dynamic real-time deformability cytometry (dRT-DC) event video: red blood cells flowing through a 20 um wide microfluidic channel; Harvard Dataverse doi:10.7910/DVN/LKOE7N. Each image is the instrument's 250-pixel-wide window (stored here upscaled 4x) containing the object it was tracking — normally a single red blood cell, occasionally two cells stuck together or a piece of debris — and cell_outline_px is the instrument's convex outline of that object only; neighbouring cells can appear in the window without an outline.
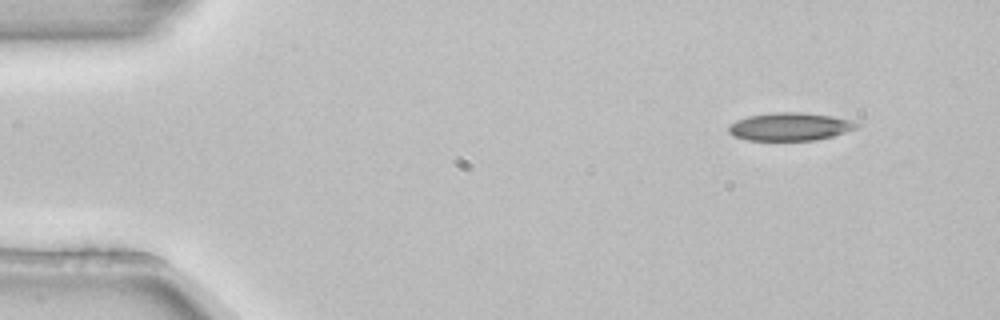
{"species": "common noctule bat (a hibernating species)", "species_latin": "Nyctalus noctula", "temperature_condition": "room temperature", "stored_images_in_passage": 3, "camera_frame_rate_fps": 3000, "um_per_image_px": 0.085, "animal": {"sex": "female", "body_mass_g": 22.7, "forearm_length_mm": 54.2}, "frame": {"image": 1, "passage_image": 1, "time_ms": 0.0, "image_size_px": [1000, 320], "cell_outline_px": [[860, 124], [856, 128], [832, 136], [816, 140], [748, 140], [732, 136], [728, 132], [728, 124], [736, 120], [748, 116], [776, 112], [800, 112], [832, 116], [852, 120]], "centroid_in_image_um": [67.11, 10.76], "position_along_channel_um": 17.9, "area_um2": 20.87}}